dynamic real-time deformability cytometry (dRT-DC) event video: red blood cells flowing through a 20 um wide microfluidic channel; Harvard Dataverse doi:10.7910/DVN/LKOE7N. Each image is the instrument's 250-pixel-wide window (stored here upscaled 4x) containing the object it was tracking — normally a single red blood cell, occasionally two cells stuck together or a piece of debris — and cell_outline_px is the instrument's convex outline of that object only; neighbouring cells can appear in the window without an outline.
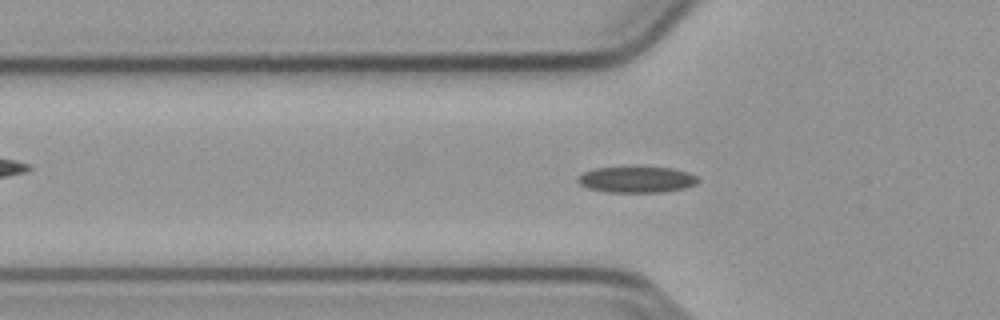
{"species": "common noctule bat (a hibernating species)", "species_latin": "Nyctalus noctula", "temperature_condition": "cold", "stored_images_in_passage": 52, "camera_frame_rate_fps": 3000, "um_per_image_px": 0.085, "animal": {"sex": "male", "body_mass_g": 23.1, "forearm_length_mm": 52.7}, "frame": {"image": 1, "passage_image": 15, "time_ms": 4.667, "image_size_px": [1000, 320], "cell_outline_px": [[700, 180], [696, 184], [688, 188], [664, 192], [608, 192], [588, 188], [580, 184], [576, 180], [584, 172], [596, 168], [672, 168], [688, 172], [696, 176]], "centroid_in_image_um": [54.17, 15.28], "position_along_channel_um": 71.6, "area_um2": 18.09}}
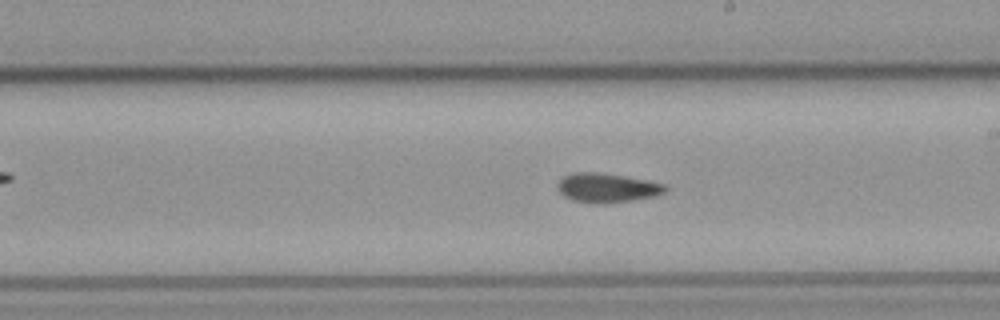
{"frame": {"image": 2, "passage_image": 28, "time_ms": 9.0, "image_size_px": [1000, 320], "cell_outline_px": [[668, 188], [664, 192], [652, 196], [632, 200], [608, 204], [596, 204], [572, 200], [564, 196], [556, 188], [556, 184], [564, 176], [576, 172], [596, 172], [624, 176], [664, 184]], "centroid_in_image_um": [51.54, 15.97], "position_along_channel_um": 237.5, "area_um2": 18.26}}
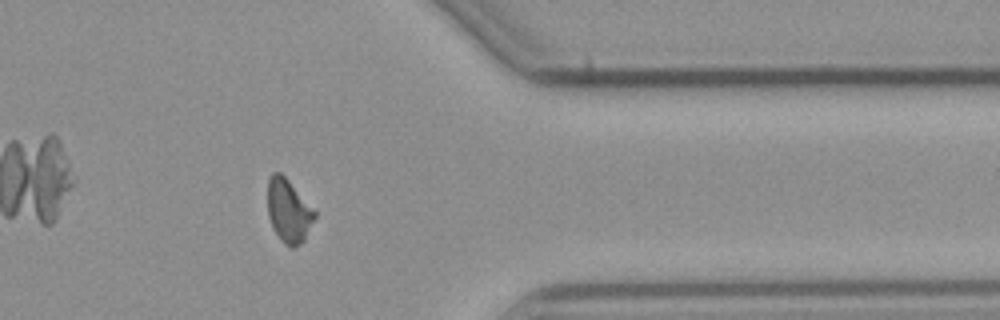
{"frame": {"image": 3, "passage_image": 41, "time_ms": 13.333, "image_size_px": [1000, 320], "cell_outline_px": [[316, 216], [304, 240], [300, 244], [292, 248], [284, 244], [280, 240], [268, 216], [268, 180], [272, 172], [280, 172], [288, 180], [316, 212]], "centroid_in_image_um": [24.52, 17.93], "position_along_channel_um": 386.9, "area_um2": 17.11}, "authors_computed_cell_mechanics": {"area_um2": 17.8313, "velocity_mm_per_s": 3.794, "shape_relaxation_time_tau1_ms": 6.7969, "shape_relaxation_time_tau2_ms": 4.4166, "deformation_change_tau1": 0.1346, "deformation_change_tau2": 0.0972}}